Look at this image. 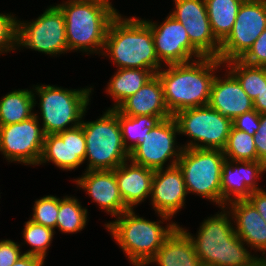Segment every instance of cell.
<instances>
[{"label":"cell","mask_w":266,"mask_h":266,"mask_svg":"<svg viewBox=\"0 0 266 266\" xmlns=\"http://www.w3.org/2000/svg\"><path fill=\"white\" fill-rule=\"evenodd\" d=\"M221 65L224 67L218 58L203 57L188 63L165 65L168 68L156 73L172 116L184 109L209 104L215 74Z\"/></svg>","instance_id":"obj_1"},{"label":"cell","mask_w":266,"mask_h":266,"mask_svg":"<svg viewBox=\"0 0 266 266\" xmlns=\"http://www.w3.org/2000/svg\"><path fill=\"white\" fill-rule=\"evenodd\" d=\"M101 55L112 59L118 69H144L157 73L164 67L156 56L152 31L144 19L124 18L119 12L108 26Z\"/></svg>","instance_id":"obj_2"},{"label":"cell","mask_w":266,"mask_h":266,"mask_svg":"<svg viewBox=\"0 0 266 266\" xmlns=\"http://www.w3.org/2000/svg\"><path fill=\"white\" fill-rule=\"evenodd\" d=\"M226 208L222 206L220 213L204 219L196 237L185 227L181 228L192 240L203 265L255 266L259 257L251 255L247 245L236 235L231 212Z\"/></svg>","instance_id":"obj_3"},{"label":"cell","mask_w":266,"mask_h":266,"mask_svg":"<svg viewBox=\"0 0 266 266\" xmlns=\"http://www.w3.org/2000/svg\"><path fill=\"white\" fill-rule=\"evenodd\" d=\"M65 17L68 51L102 54L111 20L118 14L109 0H67L56 4Z\"/></svg>","instance_id":"obj_4"},{"label":"cell","mask_w":266,"mask_h":266,"mask_svg":"<svg viewBox=\"0 0 266 266\" xmlns=\"http://www.w3.org/2000/svg\"><path fill=\"white\" fill-rule=\"evenodd\" d=\"M161 223L139 217L134 209H129L105 227L134 266H146L179 225L172 221L165 227Z\"/></svg>","instance_id":"obj_5"},{"label":"cell","mask_w":266,"mask_h":266,"mask_svg":"<svg viewBox=\"0 0 266 266\" xmlns=\"http://www.w3.org/2000/svg\"><path fill=\"white\" fill-rule=\"evenodd\" d=\"M92 89V86L69 90L54 85H36L32 92L40 98L44 134H56L80 126L91 100Z\"/></svg>","instance_id":"obj_6"},{"label":"cell","mask_w":266,"mask_h":266,"mask_svg":"<svg viewBox=\"0 0 266 266\" xmlns=\"http://www.w3.org/2000/svg\"><path fill=\"white\" fill-rule=\"evenodd\" d=\"M86 139V171L114 170L129 160L130 153L124 146L118 110L108 108L95 121L82 120Z\"/></svg>","instance_id":"obj_7"},{"label":"cell","mask_w":266,"mask_h":266,"mask_svg":"<svg viewBox=\"0 0 266 266\" xmlns=\"http://www.w3.org/2000/svg\"><path fill=\"white\" fill-rule=\"evenodd\" d=\"M225 161L221 149L183 148L177 165L183 173L188 194H197L221 208V176Z\"/></svg>","instance_id":"obj_8"},{"label":"cell","mask_w":266,"mask_h":266,"mask_svg":"<svg viewBox=\"0 0 266 266\" xmlns=\"http://www.w3.org/2000/svg\"><path fill=\"white\" fill-rule=\"evenodd\" d=\"M179 134L192 140L183 148L223 149L232 127V120L209 105L181 110L173 115Z\"/></svg>","instance_id":"obj_9"},{"label":"cell","mask_w":266,"mask_h":266,"mask_svg":"<svg viewBox=\"0 0 266 266\" xmlns=\"http://www.w3.org/2000/svg\"><path fill=\"white\" fill-rule=\"evenodd\" d=\"M56 56L67 53L65 17L57 5L48 7L30 22L17 20V48Z\"/></svg>","instance_id":"obj_10"},{"label":"cell","mask_w":266,"mask_h":266,"mask_svg":"<svg viewBox=\"0 0 266 266\" xmlns=\"http://www.w3.org/2000/svg\"><path fill=\"white\" fill-rule=\"evenodd\" d=\"M176 135L180 134L174 117L161 120L130 152L129 160L152 170L177 165L183 145H177Z\"/></svg>","instance_id":"obj_11"},{"label":"cell","mask_w":266,"mask_h":266,"mask_svg":"<svg viewBox=\"0 0 266 266\" xmlns=\"http://www.w3.org/2000/svg\"><path fill=\"white\" fill-rule=\"evenodd\" d=\"M39 119L36 112L22 122L0 126V152L8 162L38 165L45 138Z\"/></svg>","instance_id":"obj_12"},{"label":"cell","mask_w":266,"mask_h":266,"mask_svg":"<svg viewBox=\"0 0 266 266\" xmlns=\"http://www.w3.org/2000/svg\"><path fill=\"white\" fill-rule=\"evenodd\" d=\"M266 29V0L242 2L232 31L220 44L222 63L241 59Z\"/></svg>","instance_id":"obj_13"},{"label":"cell","mask_w":266,"mask_h":266,"mask_svg":"<svg viewBox=\"0 0 266 266\" xmlns=\"http://www.w3.org/2000/svg\"><path fill=\"white\" fill-rule=\"evenodd\" d=\"M144 21L151 28L155 53L160 63L183 64L205 57L190 42L183 24L170 14L160 24L146 19Z\"/></svg>","instance_id":"obj_14"},{"label":"cell","mask_w":266,"mask_h":266,"mask_svg":"<svg viewBox=\"0 0 266 266\" xmlns=\"http://www.w3.org/2000/svg\"><path fill=\"white\" fill-rule=\"evenodd\" d=\"M170 15L183 24L190 42L205 56L218 58L220 42L215 38L205 0H173Z\"/></svg>","instance_id":"obj_15"},{"label":"cell","mask_w":266,"mask_h":266,"mask_svg":"<svg viewBox=\"0 0 266 266\" xmlns=\"http://www.w3.org/2000/svg\"><path fill=\"white\" fill-rule=\"evenodd\" d=\"M188 194L184 176L178 165L154 170L151 204L162 221H171L185 204Z\"/></svg>","instance_id":"obj_16"},{"label":"cell","mask_w":266,"mask_h":266,"mask_svg":"<svg viewBox=\"0 0 266 266\" xmlns=\"http://www.w3.org/2000/svg\"><path fill=\"white\" fill-rule=\"evenodd\" d=\"M86 139L81 126L56 134H47L44 138L43 151L38 165L52 162L59 169L78 168L85 162Z\"/></svg>","instance_id":"obj_17"},{"label":"cell","mask_w":266,"mask_h":266,"mask_svg":"<svg viewBox=\"0 0 266 266\" xmlns=\"http://www.w3.org/2000/svg\"><path fill=\"white\" fill-rule=\"evenodd\" d=\"M266 171L262 161H231L222 166L221 207L235 200L247 199L253 191L262 190L257 181Z\"/></svg>","instance_id":"obj_18"},{"label":"cell","mask_w":266,"mask_h":266,"mask_svg":"<svg viewBox=\"0 0 266 266\" xmlns=\"http://www.w3.org/2000/svg\"><path fill=\"white\" fill-rule=\"evenodd\" d=\"M77 187L86 191L97 203L100 209L105 210L112 217L120 216L129 210L120 196L114 170H89L76 180Z\"/></svg>","instance_id":"obj_19"},{"label":"cell","mask_w":266,"mask_h":266,"mask_svg":"<svg viewBox=\"0 0 266 266\" xmlns=\"http://www.w3.org/2000/svg\"><path fill=\"white\" fill-rule=\"evenodd\" d=\"M224 77H216L213 81L209 106L223 116L235 119L245 112L253 110V100L246 94L239 81L226 70Z\"/></svg>","instance_id":"obj_20"},{"label":"cell","mask_w":266,"mask_h":266,"mask_svg":"<svg viewBox=\"0 0 266 266\" xmlns=\"http://www.w3.org/2000/svg\"><path fill=\"white\" fill-rule=\"evenodd\" d=\"M233 218L236 235L251 249L266 255V222L247 200H235L226 205ZM266 257V256H264Z\"/></svg>","instance_id":"obj_21"},{"label":"cell","mask_w":266,"mask_h":266,"mask_svg":"<svg viewBox=\"0 0 266 266\" xmlns=\"http://www.w3.org/2000/svg\"><path fill=\"white\" fill-rule=\"evenodd\" d=\"M114 172L120 196L129 209L150 198L154 170L127 160L114 169Z\"/></svg>","instance_id":"obj_22"},{"label":"cell","mask_w":266,"mask_h":266,"mask_svg":"<svg viewBox=\"0 0 266 266\" xmlns=\"http://www.w3.org/2000/svg\"><path fill=\"white\" fill-rule=\"evenodd\" d=\"M117 110L126 116L150 115L161 120L172 117L163 93V86L157 75L144 84L135 94L127 98Z\"/></svg>","instance_id":"obj_23"},{"label":"cell","mask_w":266,"mask_h":266,"mask_svg":"<svg viewBox=\"0 0 266 266\" xmlns=\"http://www.w3.org/2000/svg\"><path fill=\"white\" fill-rule=\"evenodd\" d=\"M158 266H202L189 235L178 225L148 262Z\"/></svg>","instance_id":"obj_24"},{"label":"cell","mask_w":266,"mask_h":266,"mask_svg":"<svg viewBox=\"0 0 266 266\" xmlns=\"http://www.w3.org/2000/svg\"><path fill=\"white\" fill-rule=\"evenodd\" d=\"M156 73L152 70L124 68L110 78L106 92L113 98L115 103L110 109H117L127 98L135 94Z\"/></svg>","instance_id":"obj_25"},{"label":"cell","mask_w":266,"mask_h":266,"mask_svg":"<svg viewBox=\"0 0 266 266\" xmlns=\"http://www.w3.org/2000/svg\"><path fill=\"white\" fill-rule=\"evenodd\" d=\"M36 95L31 89L12 90L0 100V126L19 123L34 115Z\"/></svg>","instance_id":"obj_26"},{"label":"cell","mask_w":266,"mask_h":266,"mask_svg":"<svg viewBox=\"0 0 266 266\" xmlns=\"http://www.w3.org/2000/svg\"><path fill=\"white\" fill-rule=\"evenodd\" d=\"M207 15L215 38L222 43L232 31L240 0H205Z\"/></svg>","instance_id":"obj_27"},{"label":"cell","mask_w":266,"mask_h":266,"mask_svg":"<svg viewBox=\"0 0 266 266\" xmlns=\"http://www.w3.org/2000/svg\"><path fill=\"white\" fill-rule=\"evenodd\" d=\"M226 64V66H225ZM228 71L239 81L246 94L254 100L266 85V67L252 66L240 59L224 63Z\"/></svg>","instance_id":"obj_28"},{"label":"cell","mask_w":266,"mask_h":266,"mask_svg":"<svg viewBox=\"0 0 266 266\" xmlns=\"http://www.w3.org/2000/svg\"><path fill=\"white\" fill-rule=\"evenodd\" d=\"M118 121L124 146L130 153L144 139L145 134H148L161 119L158 116L150 115L126 116L118 111Z\"/></svg>","instance_id":"obj_29"},{"label":"cell","mask_w":266,"mask_h":266,"mask_svg":"<svg viewBox=\"0 0 266 266\" xmlns=\"http://www.w3.org/2000/svg\"><path fill=\"white\" fill-rule=\"evenodd\" d=\"M75 196L59 198V214L57 225L59 231L67 233H78L87 225L88 209L82 207Z\"/></svg>","instance_id":"obj_30"},{"label":"cell","mask_w":266,"mask_h":266,"mask_svg":"<svg viewBox=\"0 0 266 266\" xmlns=\"http://www.w3.org/2000/svg\"><path fill=\"white\" fill-rule=\"evenodd\" d=\"M222 151L225 158L231 161H257L253 136L233 126Z\"/></svg>","instance_id":"obj_31"},{"label":"cell","mask_w":266,"mask_h":266,"mask_svg":"<svg viewBox=\"0 0 266 266\" xmlns=\"http://www.w3.org/2000/svg\"><path fill=\"white\" fill-rule=\"evenodd\" d=\"M54 234L55 231L52 228L34 223L29 219L25 222L22 237H24L25 244H29L31 249L25 251L24 254L37 256L44 260Z\"/></svg>","instance_id":"obj_32"},{"label":"cell","mask_w":266,"mask_h":266,"mask_svg":"<svg viewBox=\"0 0 266 266\" xmlns=\"http://www.w3.org/2000/svg\"><path fill=\"white\" fill-rule=\"evenodd\" d=\"M59 214V198L53 195H46L35 201L33 215L30 218L34 223L56 229Z\"/></svg>","instance_id":"obj_33"},{"label":"cell","mask_w":266,"mask_h":266,"mask_svg":"<svg viewBox=\"0 0 266 266\" xmlns=\"http://www.w3.org/2000/svg\"><path fill=\"white\" fill-rule=\"evenodd\" d=\"M17 20L13 14L0 13V54L18 49Z\"/></svg>","instance_id":"obj_34"},{"label":"cell","mask_w":266,"mask_h":266,"mask_svg":"<svg viewBox=\"0 0 266 266\" xmlns=\"http://www.w3.org/2000/svg\"><path fill=\"white\" fill-rule=\"evenodd\" d=\"M240 60L248 65L266 67V29Z\"/></svg>","instance_id":"obj_35"},{"label":"cell","mask_w":266,"mask_h":266,"mask_svg":"<svg viewBox=\"0 0 266 266\" xmlns=\"http://www.w3.org/2000/svg\"><path fill=\"white\" fill-rule=\"evenodd\" d=\"M232 126L237 130L254 136L260 127V113L255 109L245 112L232 120Z\"/></svg>","instance_id":"obj_36"},{"label":"cell","mask_w":266,"mask_h":266,"mask_svg":"<svg viewBox=\"0 0 266 266\" xmlns=\"http://www.w3.org/2000/svg\"><path fill=\"white\" fill-rule=\"evenodd\" d=\"M23 254L17 242L0 240V266H12Z\"/></svg>","instance_id":"obj_37"},{"label":"cell","mask_w":266,"mask_h":266,"mask_svg":"<svg viewBox=\"0 0 266 266\" xmlns=\"http://www.w3.org/2000/svg\"><path fill=\"white\" fill-rule=\"evenodd\" d=\"M257 152V161L266 164V114H260V127L253 136Z\"/></svg>","instance_id":"obj_38"},{"label":"cell","mask_w":266,"mask_h":266,"mask_svg":"<svg viewBox=\"0 0 266 266\" xmlns=\"http://www.w3.org/2000/svg\"><path fill=\"white\" fill-rule=\"evenodd\" d=\"M247 200L266 222V190L253 191Z\"/></svg>","instance_id":"obj_39"},{"label":"cell","mask_w":266,"mask_h":266,"mask_svg":"<svg viewBox=\"0 0 266 266\" xmlns=\"http://www.w3.org/2000/svg\"><path fill=\"white\" fill-rule=\"evenodd\" d=\"M44 260L33 255L23 254L12 266H43Z\"/></svg>","instance_id":"obj_40"},{"label":"cell","mask_w":266,"mask_h":266,"mask_svg":"<svg viewBox=\"0 0 266 266\" xmlns=\"http://www.w3.org/2000/svg\"><path fill=\"white\" fill-rule=\"evenodd\" d=\"M253 107L260 114H266V85L261 93L253 100Z\"/></svg>","instance_id":"obj_41"},{"label":"cell","mask_w":266,"mask_h":266,"mask_svg":"<svg viewBox=\"0 0 266 266\" xmlns=\"http://www.w3.org/2000/svg\"><path fill=\"white\" fill-rule=\"evenodd\" d=\"M257 266H266V257H260L256 263Z\"/></svg>","instance_id":"obj_42"},{"label":"cell","mask_w":266,"mask_h":266,"mask_svg":"<svg viewBox=\"0 0 266 266\" xmlns=\"http://www.w3.org/2000/svg\"><path fill=\"white\" fill-rule=\"evenodd\" d=\"M242 2H254V1H257V0H240Z\"/></svg>","instance_id":"obj_43"}]
</instances>
